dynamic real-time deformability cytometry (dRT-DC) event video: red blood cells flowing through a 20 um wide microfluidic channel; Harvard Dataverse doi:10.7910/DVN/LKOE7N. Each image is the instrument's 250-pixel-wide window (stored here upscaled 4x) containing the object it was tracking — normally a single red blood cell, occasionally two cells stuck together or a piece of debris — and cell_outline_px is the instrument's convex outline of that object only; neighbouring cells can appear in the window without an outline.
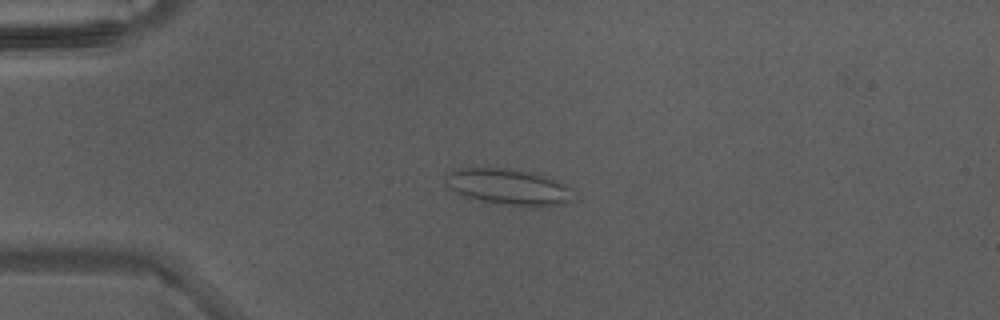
{"species": "Egyptian fruit bat (a non-hibernating species)", "species_latin": "Rousettus aegyptiacus", "temperature_condition": "warm", "stored_images_in_passage": 6, "camera_frame_rate_fps": 3000, "um_per_image_px": 0.085, "animal": {"sex": "male"}, "frame": {"image": 1, "passage_image": 4, "time_ms": 1.0, "image_size_px": [1000, 320], "cell_outline_px": [[572, 200], [560, 204], [512, 204], [484, 200], [464, 196], [456, 192], [444, 184], [444, 172], [452, 168], [504, 168], [532, 172], [552, 176], [572, 188]], "centroid_in_image_um": [43.16, 15.81], "position_along_channel_um": 41.8, "area_um2": 26.47}}